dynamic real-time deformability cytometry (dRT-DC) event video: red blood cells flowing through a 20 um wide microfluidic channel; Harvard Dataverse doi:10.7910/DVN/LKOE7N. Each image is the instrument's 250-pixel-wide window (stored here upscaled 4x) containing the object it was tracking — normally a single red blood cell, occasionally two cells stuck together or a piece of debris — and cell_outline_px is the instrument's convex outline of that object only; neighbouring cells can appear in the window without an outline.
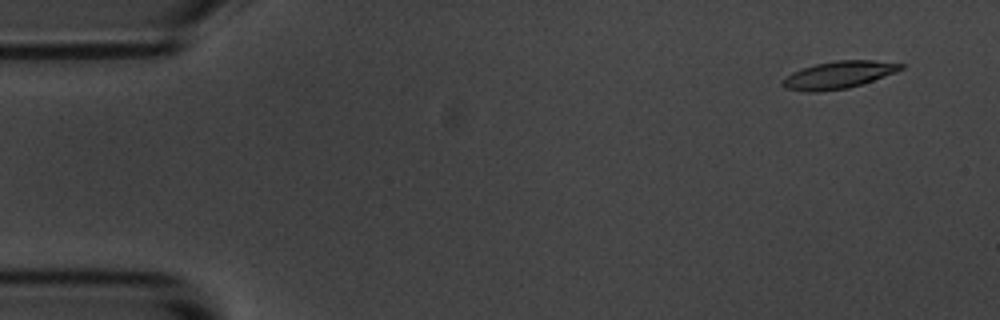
{"species": "common noctule bat (a hibernating species)", "species_latin": "Nyctalus noctula", "temperature_condition": "room temperature", "stored_images_in_passage": 4, "camera_frame_rate_fps": 3000, "um_per_image_px": 0.085, "animal": {"sex": "male", "body_mass_g": 20.1, "forearm_length_mm": 53.5}, "frame": {"image": 1, "passage_image": 1, "time_ms": 0.0, "image_size_px": [1000, 320], "cell_outline_px": [[904, 68], [896, 72], [848, 88], [816, 92], [808, 92], [784, 88], [780, 84], [780, 80], [784, 76], [792, 72], [816, 64], [836, 60], [872, 60], [904, 64]], "centroid_in_image_um": [71.21, 6.37], "position_along_channel_um": 13.8, "area_um2": 18.79}}